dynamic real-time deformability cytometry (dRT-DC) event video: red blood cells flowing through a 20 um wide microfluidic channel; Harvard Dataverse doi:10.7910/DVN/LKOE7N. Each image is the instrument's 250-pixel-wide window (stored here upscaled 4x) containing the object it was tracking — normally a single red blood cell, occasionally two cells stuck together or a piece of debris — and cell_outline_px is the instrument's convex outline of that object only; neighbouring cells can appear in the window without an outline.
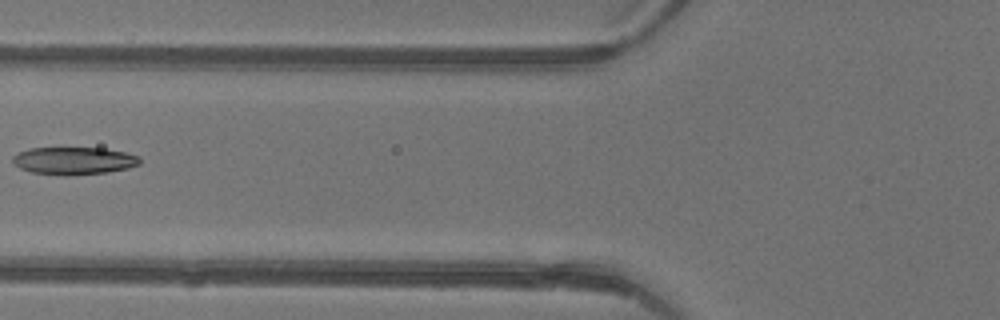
{"species": "common noctule bat (a hibernating species)", "species_latin": "Nyctalus noctula", "temperature_condition": "warm", "stored_images_in_passage": 6, "camera_frame_rate_fps": 3000, "um_per_image_px": 0.085, "animal": {"sex": "female"}, "frame": {"image": 1, "passage_image": 6, "time_ms": 1.667, "image_size_px": [1000, 320], "cell_outline_px": [[140, 164], [128, 168], [108, 172], [32, 172], [20, 168], [12, 160], [12, 156], [28, 148], [104, 148], [124, 152], [140, 156]], "centroid_in_image_um": [6.32, 13.6], "position_along_channel_um": 119.5, "area_um2": 19.31}}